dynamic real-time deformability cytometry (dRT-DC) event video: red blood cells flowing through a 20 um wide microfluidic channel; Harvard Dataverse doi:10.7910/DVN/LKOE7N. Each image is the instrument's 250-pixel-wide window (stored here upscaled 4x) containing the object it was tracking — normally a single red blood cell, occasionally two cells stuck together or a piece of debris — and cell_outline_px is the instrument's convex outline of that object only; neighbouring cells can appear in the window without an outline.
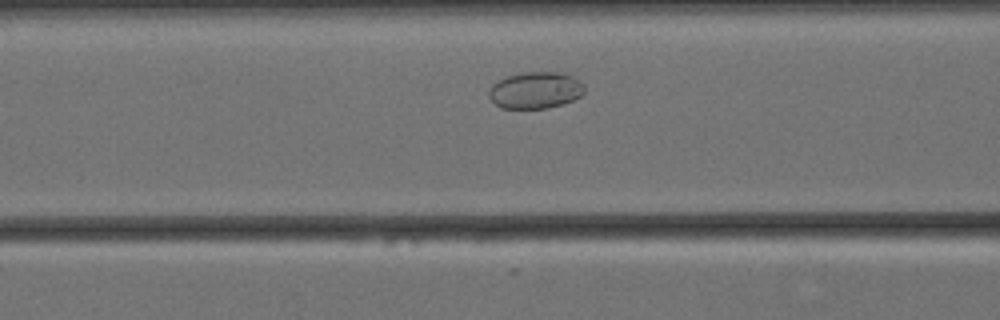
{"species": "Egyptian fruit bat (a non-hibernating species)", "species_latin": "Rousettus aegyptiacus", "temperature_condition": "cold", "stored_images_in_passage": 46, "camera_frame_rate_fps": 3000, "um_per_image_px": 0.085, "animal": {"sex": "female"}, "frame": {"image": 1, "passage_image": 10, "time_ms": 3.0, "image_size_px": [1000, 320], "cell_outline_px": [[584, 92], [580, 96], [572, 100], [548, 108], [500, 108], [488, 96], [488, 92], [492, 84], [508, 76], [524, 72], [560, 72], [572, 76], [584, 84]], "centroid_in_image_um": [45.51, 7.67], "position_along_channel_um": 121.1, "area_um2": 20.29}}
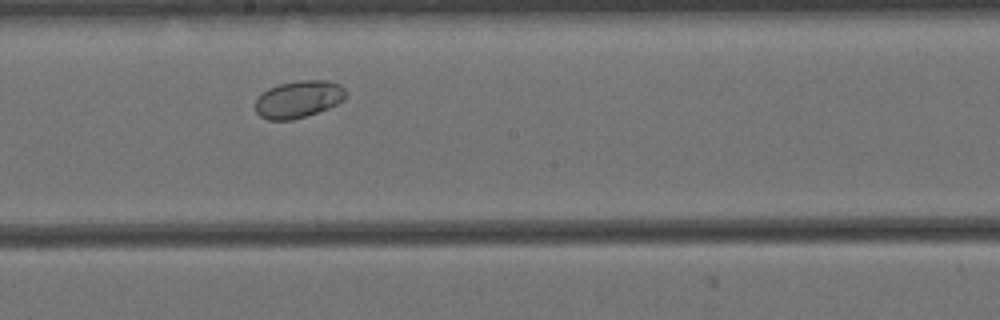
{"frame": {"image": 2, "passage_image": 19, "time_ms": 6.0, "image_size_px": [1000, 320], "cell_outline_px": [[348, 96], [344, 100], [328, 108], [292, 120], [268, 120], [260, 116], [256, 112], [256, 100], [268, 88], [280, 84], [300, 80], [328, 80], [340, 84], [344, 88]], "centroid_in_image_um": [25.4, 8.42], "position_along_channel_um": 222.8, "area_um2": 19.54}}
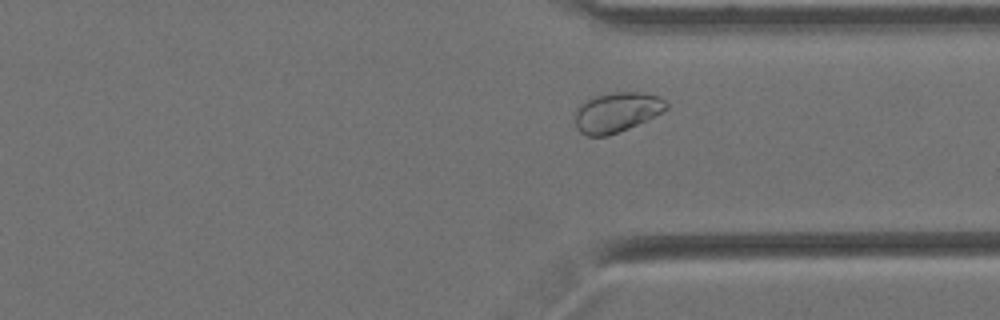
{"frame": {"image": 3, "passage_image": 31, "time_ms": 10.0, "image_size_px": [1000, 320], "cell_outline_px": [[668, 108], [648, 120], [608, 136], [588, 136], [580, 132], [576, 128], [576, 108], [588, 100], [596, 96], [616, 92], [644, 92], [660, 96], [668, 104]], "centroid_in_image_um": [52.45, 9.54], "position_along_channel_um": 358.9, "area_um2": 21.1}}